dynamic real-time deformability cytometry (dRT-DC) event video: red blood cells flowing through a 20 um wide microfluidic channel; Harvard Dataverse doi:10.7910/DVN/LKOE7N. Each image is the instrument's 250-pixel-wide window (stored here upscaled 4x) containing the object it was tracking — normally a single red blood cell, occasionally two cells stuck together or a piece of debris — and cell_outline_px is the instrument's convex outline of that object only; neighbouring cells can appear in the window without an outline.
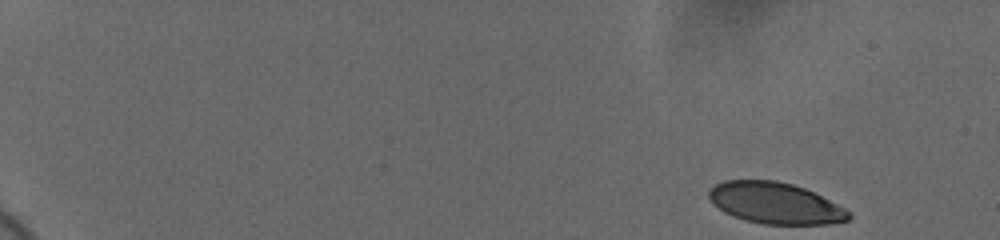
{"species": "human", "species_latin": "Homo sapiens", "temperature_condition": "cold", "stored_images_in_passage": 54, "camera_frame_rate_fps": 3000, "um_per_image_px": 0.085, "donor": {"sex": "female"}, "frame": {"image": 1, "passage_image": 1, "time_ms": 0.0, "image_size_px": [1000, 240], "cell_outline_px": [[852, 216], [848, 220], [828, 224], [764, 224], [744, 220], [732, 216], [724, 212], [712, 204], [708, 196], [708, 188], [724, 180], [776, 180], [792, 184], [804, 188], [852, 212]], "centroid_in_image_um": [65.85, 17.26], "position_along_channel_um": 19.2, "area_um2": 33.7}}
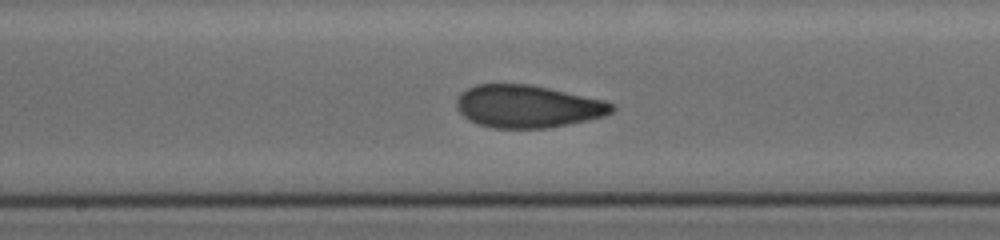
{"frame": {"image": 2, "passage_image": 30, "time_ms": 9.667, "image_size_px": [1000, 240], "cell_outline_px": [[616, 108], [612, 112], [604, 116], [588, 120], [548, 128], [492, 128], [476, 124], [468, 120], [456, 108], [456, 100], [460, 92], [476, 84], [528, 84], [548, 88], [604, 100], [616, 104]], "centroid_in_image_um": [44.84, 9.05], "position_along_channel_um": 203.4, "area_um2": 38.73}}
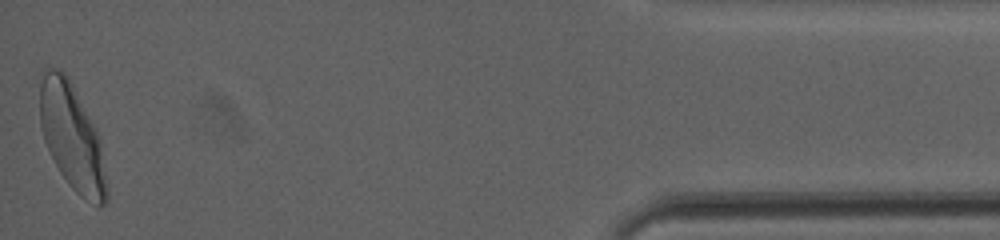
{"frame": {"image": 3, "passage_image": 54, "time_ms": 17.667, "image_size_px": [1000, 240], "cell_outline_px": [[108, 200], [100, 208], [96, 208], [80, 196], [68, 184], [60, 172], [44, 140], [40, 124], [40, 84], [44, 68], [60, 68], [68, 76], [100, 136], [108, 188]], "centroid_in_image_um": [6.15, 11.69], "position_along_channel_um": 429.1, "area_um2": 41.67}, "authors_computed_cell_mechanics": {"area_um2": 37.3966, "velocity_mm_per_s": 3.6479, "shape_relaxation_time_tau1_ms": 4.3767, "shape_relaxation_time_tau2_ms": 1.1127, "deformation_change_tau1": 0.1682, "deformation_change_tau2": 0.0673}}